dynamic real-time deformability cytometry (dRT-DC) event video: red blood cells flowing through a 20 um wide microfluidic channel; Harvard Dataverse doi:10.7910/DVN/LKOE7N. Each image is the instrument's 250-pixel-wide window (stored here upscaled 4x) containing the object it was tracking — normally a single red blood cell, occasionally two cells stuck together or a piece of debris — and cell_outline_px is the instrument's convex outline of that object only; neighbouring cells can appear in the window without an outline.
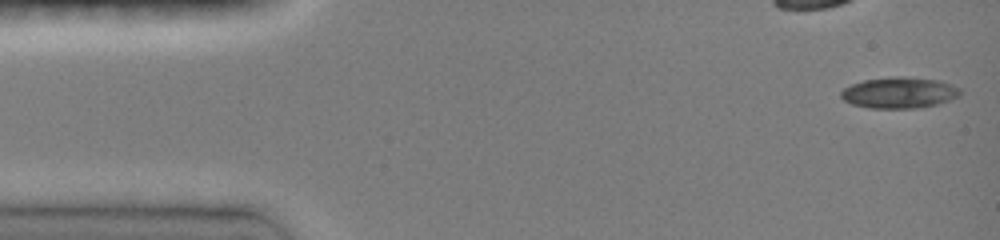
{"species": "common noctule bat (a hibernating species)", "species_latin": "Nyctalus noctula", "temperature_condition": "room temperature", "stored_images_in_passage": 15, "camera_frame_rate_fps": 3000, "um_per_image_px": 0.085, "animal": {"sex": "female", "body_mass_g": 19.0, "forearm_length_mm": 51.5}, "frame": {"image": 1, "passage_image": 1, "time_ms": 0.0, "image_size_px": [1000, 240], "cell_outline_px": [[960, 96], [936, 104], [916, 108], [868, 108], [852, 104], [844, 100], [840, 96], [840, 92], [844, 88], [852, 84], [864, 80], [892, 76], [900, 76], [940, 80], [952, 84], [960, 88]], "centroid_in_image_um": [76.43, 7.87], "position_along_channel_um": 8.6, "area_um2": 21.62}}
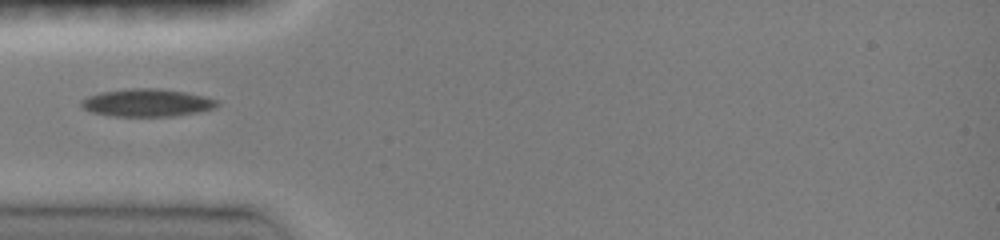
{"frame": {"image": 2, "passage_image": 11, "time_ms": 4.333, "image_size_px": [1000, 240], "cell_outline_px": [[220, 104], [216, 108], [196, 112], [172, 116], [112, 116], [92, 112], [84, 108], [80, 104], [80, 100], [88, 96], [100, 92], [132, 88], [156, 88], [184, 92], [204, 96], [220, 100]], "centroid_in_image_um": [12.51, 8.73], "position_along_channel_um": 72.5, "area_um2": 21.91}}